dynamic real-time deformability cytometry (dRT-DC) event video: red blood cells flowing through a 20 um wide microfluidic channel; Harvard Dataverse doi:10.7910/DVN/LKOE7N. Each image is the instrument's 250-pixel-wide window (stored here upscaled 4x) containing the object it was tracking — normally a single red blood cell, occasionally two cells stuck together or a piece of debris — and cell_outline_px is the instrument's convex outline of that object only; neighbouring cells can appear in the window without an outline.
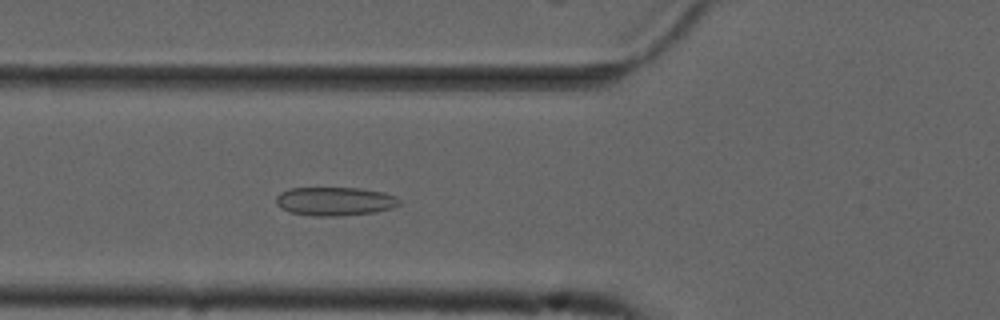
{"species": "common noctule bat (a hibernating species)", "species_latin": "Nyctalus noctula", "temperature_condition": "cold", "stored_images_in_passage": 46, "camera_frame_rate_fps": 3000, "um_per_image_px": 0.085, "animal": {"sex": "male", "forearm_length_mm": 52.5}, "frame": {"image": 1, "passage_image": 12, "time_ms": 3.667, "image_size_px": [1000, 320], "cell_outline_px": [[400, 204], [392, 208], [376, 212], [340, 216], [312, 216], [292, 212], [280, 208], [276, 204], [276, 196], [280, 192], [288, 188], [360, 188], [384, 192], [396, 196], [400, 200]], "centroid_in_image_um": [28.46, 17.11], "position_along_channel_um": 97.3, "area_um2": 20.75}}
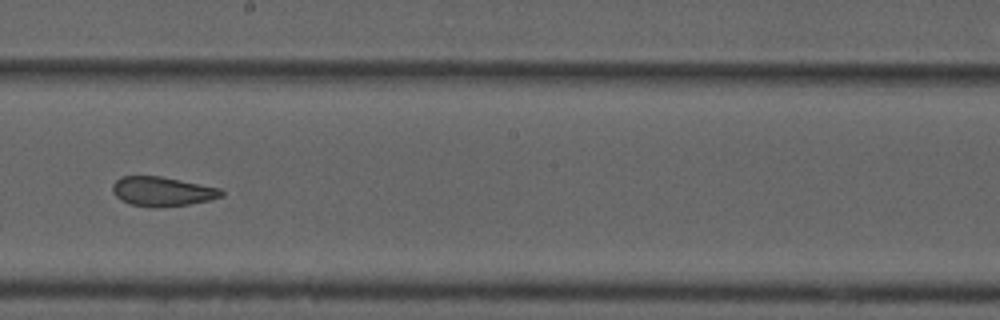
{"frame": {"image": 2, "passage_image": 23, "time_ms": 7.333, "image_size_px": [1000, 320], "cell_outline_px": [[224, 196], [208, 200], [188, 204], [156, 208], [152, 208], [132, 204], [120, 200], [112, 192], [112, 184], [120, 176], [160, 176], [220, 188], [224, 192]], "centroid_in_image_um": [13.76, 16.27], "position_along_channel_um": 234.4, "area_um2": 18.67}}
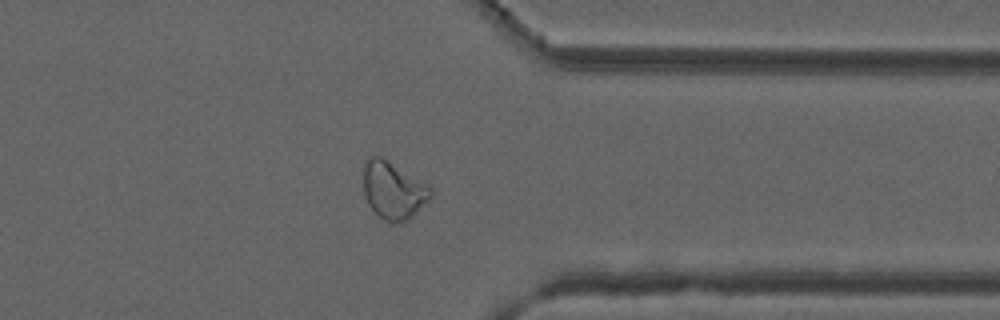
{"frame": {"image": 3, "passage_image": 35, "time_ms": 11.333, "image_size_px": [1000, 320], "cell_outline_px": [[432, 196], [408, 220], [400, 224], [392, 224], [384, 220], [368, 204], [364, 196], [364, 164], [372, 156], [380, 156], [428, 184], [432, 188]], "centroid_in_image_um": [33.44, 16.21], "position_along_channel_um": 378.0, "area_um2": 22.37}, "authors_computed_cell_mechanics": {"area_um2": 21.3571, "velocity_mm_per_s": 3.7348, "shape_relaxation_time_tau1_ms": null, "shape_relaxation_time_tau2_ms": 1.7737, "deformation_change_tau1": null, "deformation_change_tau2": 0.0697}}